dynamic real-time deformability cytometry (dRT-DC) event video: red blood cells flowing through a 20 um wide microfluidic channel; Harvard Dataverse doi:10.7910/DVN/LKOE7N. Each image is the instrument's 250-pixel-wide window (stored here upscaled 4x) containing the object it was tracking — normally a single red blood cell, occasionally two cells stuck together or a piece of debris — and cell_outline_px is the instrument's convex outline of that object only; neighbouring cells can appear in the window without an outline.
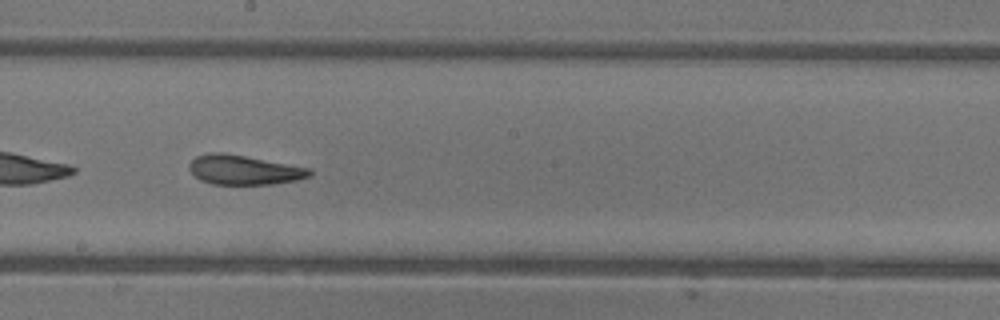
{"species": "common noctule bat (a hibernating species)", "species_latin": "Nyctalus noctula", "temperature_condition": "warm", "stored_images_in_passage": 47, "camera_frame_rate_fps": 3000, "um_per_image_px": 0.085, "animal": {"sex": "female"}, "frame": {"image": 1, "passage_image": 27, "time_ms": 8.667, "image_size_px": [1000, 320], "cell_outline_px": [[312, 176], [296, 180], [272, 184], [212, 184], [200, 180], [188, 168], [188, 164], [196, 156], [208, 152], [224, 152], [312, 168]], "centroid_in_image_um": [20.74, 14.43], "position_along_channel_um": 227.5, "area_um2": 20.87}, "authors_computed_cell_mechanics": {"area_um2": 22.3686, "velocity_mm_per_s": 4.4142, "shape_relaxation_time_tau1_ms": 6.998, "shape_relaxation_time_tau2_ms": 1.5298, "deformation_change_tau1": 0.2181, "deformation_change_tau2": 0.0965}}